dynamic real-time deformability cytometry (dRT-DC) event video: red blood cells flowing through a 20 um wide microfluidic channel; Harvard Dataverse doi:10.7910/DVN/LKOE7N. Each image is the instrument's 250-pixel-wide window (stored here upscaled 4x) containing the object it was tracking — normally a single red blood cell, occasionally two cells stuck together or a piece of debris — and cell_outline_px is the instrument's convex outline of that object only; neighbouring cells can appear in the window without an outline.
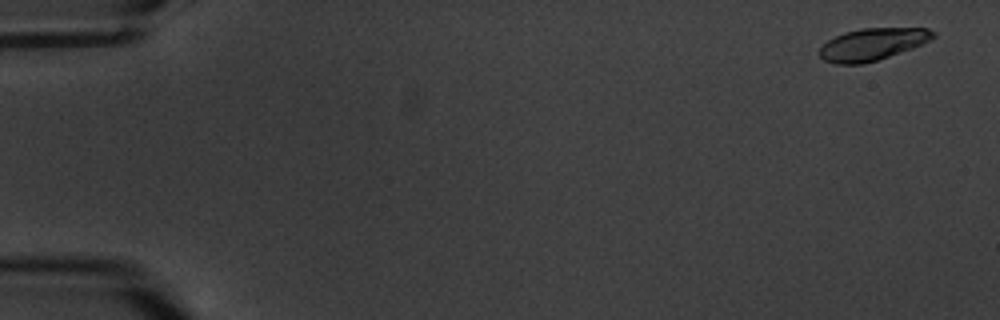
{"species": "common noctule bat (a hibernating species)", "species_latin": "Nyctalus noctula", "temperature_condition": "warm", "stored_images_in_passage": 7, "camera_frame_rate_fps": 3000, "um_per_image_px": 0.085, "animal": {"sex": "male", "body_mass_g": 20.1, "forearm_length_mm": 53.5}, "frame": {"image": 1, "passage_image": 1, "time_ms": 0.0, "image_size_px": [1000, 320], "cell_outline_px": [[936, 36], [932, 40], [912, 48], [876, 60], [860, 64], [836, 64], [824, 60], [820, 56], [820, 48], [828, 40], [844, 32], [864, 28], [928, 28], [936, 32]], "centroid_in_image_um": [74.19, 3.75], "position_along_channel_um": 10.8, "area_um2": 21.1}}
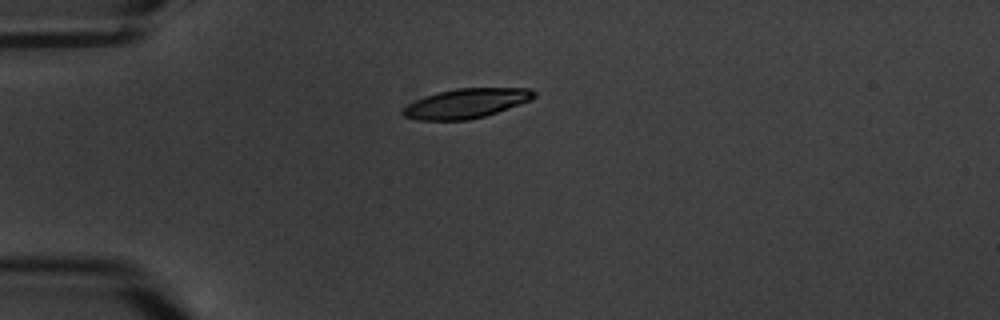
{"frame": {"image": 2, "passage_image": 5, "time_ms": 4.667, "image_size_px": [1000, 320], "cell_outline_px": [[536, 96], [528, 100], [496, 112], [484, 116], [468, 120], [420, 120], [404, 116], [400, 112], [408, 104], [424, 96], [456, 88], [528, 88], [536, 92]], "centroid_in_image_um": [39.59, 8.78], "position_along_channel_um": 45.4, "area_um2": 22.2}}